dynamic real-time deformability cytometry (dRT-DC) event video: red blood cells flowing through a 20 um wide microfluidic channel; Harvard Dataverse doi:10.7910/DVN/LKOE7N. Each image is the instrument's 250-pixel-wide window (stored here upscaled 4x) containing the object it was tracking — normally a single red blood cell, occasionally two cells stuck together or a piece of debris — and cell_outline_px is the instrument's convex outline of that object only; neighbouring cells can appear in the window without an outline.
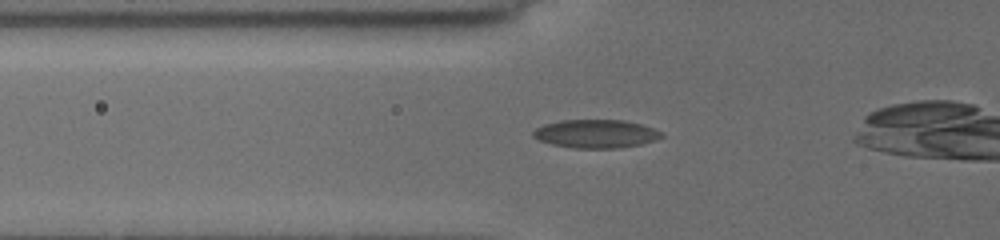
{"species": "common noctule bat (a hibernating species)", "species_latin": "Nyctalus noctula", "temperature_condition": "cold", "stored_images_in_passage": 18, "camera_frame_rate_fps": 3000, "um_per_image_px": 0.085, "animal": {"sex": "female", "body_mass_g": 19.5, "forearm_length_mm": 54.1}, "frame": {"image": 1, "passage_image": 11, "time_ms": 4.667, "image_size_px": [1000, 240], "cell_outline_px": [[664, 136], [656, 140], [640, 144], [620, 148], [576, 148], [552, 144], [540, 140], [532, 136], [532, 132], [536, 128], [544, 124], [560, 120], [624, 120], [640, 124], [652, 128], [660, 132]], "centroid_in_image_um": [50.64, 11.37], "position_along_channel_um": 75.2, "area_um2": 21.1}}
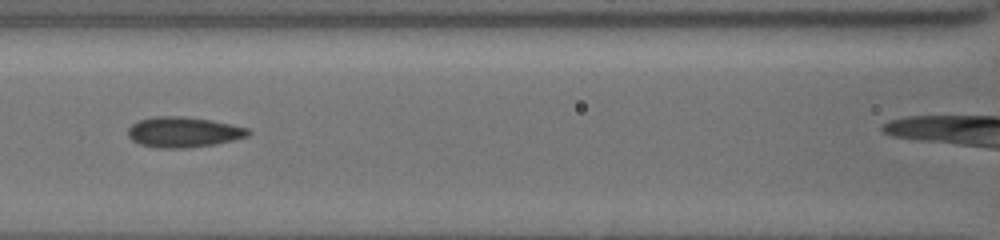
{"frame": {"image": 2, "passage_image": 16, "time_ms": 6.667, "image_size_px": [1000, 240], "cell_outline_px": [[252, 132], [248, 136], [232, 140], [212, 144], [184, 148], [156, 148], [140, 144], [132, 140], [128, 136], [128, 128], [132, 124], [140, 120], [152, 116], [184, 116], [212, 120], [248, 128]], "centroid_in_image_um": [15.57, 11.22], "position_along_channel_um": 151.0, "area_um2": 21.27}}